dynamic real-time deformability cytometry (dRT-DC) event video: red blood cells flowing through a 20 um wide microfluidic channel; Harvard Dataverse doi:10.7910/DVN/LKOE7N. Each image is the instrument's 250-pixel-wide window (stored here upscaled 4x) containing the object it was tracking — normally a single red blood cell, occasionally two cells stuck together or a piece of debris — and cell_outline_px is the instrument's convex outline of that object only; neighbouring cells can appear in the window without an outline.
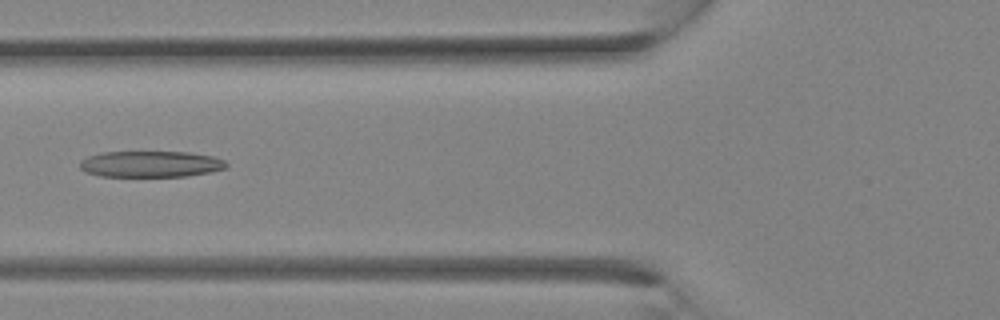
{"species": "Egyptian fruit bat (a non-hibernating species)", "species_latin": "Rousettus aegyptiacus", "temperature_condition": "room temperature", "stored_images_in_passage": 11, "camera_frame_rate_fps": 3000, "um_per_image_px": 0.085, "animal": {"sex": "female"}, "frame": {"image": 1, "passage_image": 4, "time_ms": 1.0, "image_size_px": [1000, 320], "cell_outline_px": [[228, 164], [224, 168], [212, 172], [188, 176], [100, 176], [84, 172], [80, 168], [80, 160], [88, 156], [104, 152], [188, 152], [212, 156], [224, 160]], "centroid_in_image_um": [12.79, 13.95], "position_along_channel_um": 113.0, "area_um2": 22.37}}
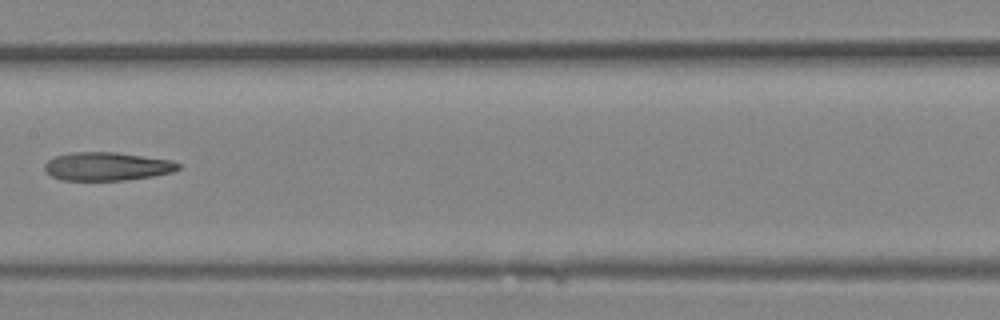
{"frame": {"image": 2, "passage_image": 8, "time_ms": 2.333, "image_size_px": [1000, 320], "cell_outline_px": [[180, 168], [172, 172], [152, 176], [124, 180], [60, 180], [52, 176], [44, 168], [44, 164], [48, 160], [56, 156], [72, 152], [116, 152], [172, 160], [180, 164]], "centroid_in_image_um": [9.1, 14.14], "position_along_channel_um": 198.3, "area_um2": 22.02}}
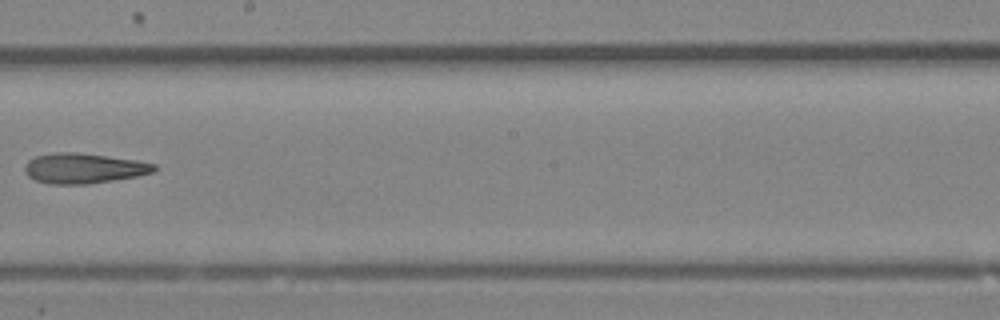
{"frame": {"image": 3, "passage_image": 10, "time_ms": 3.0, "image_size_px": [1000, 320], "cell_outline_px": [[156, 168], [152, 172], [136, 176], [88, 184], [52, 184], [36, 180], [28, 176], [24, 172], [24, 164], [28, 160], [36, 156], [52, 152], [76, 152], [136, 160], [156, 164]], "centroid_in_image_um": [7.06, 14.3], "position_along_channel_um": 241.1, "area_um2": 22.66}}